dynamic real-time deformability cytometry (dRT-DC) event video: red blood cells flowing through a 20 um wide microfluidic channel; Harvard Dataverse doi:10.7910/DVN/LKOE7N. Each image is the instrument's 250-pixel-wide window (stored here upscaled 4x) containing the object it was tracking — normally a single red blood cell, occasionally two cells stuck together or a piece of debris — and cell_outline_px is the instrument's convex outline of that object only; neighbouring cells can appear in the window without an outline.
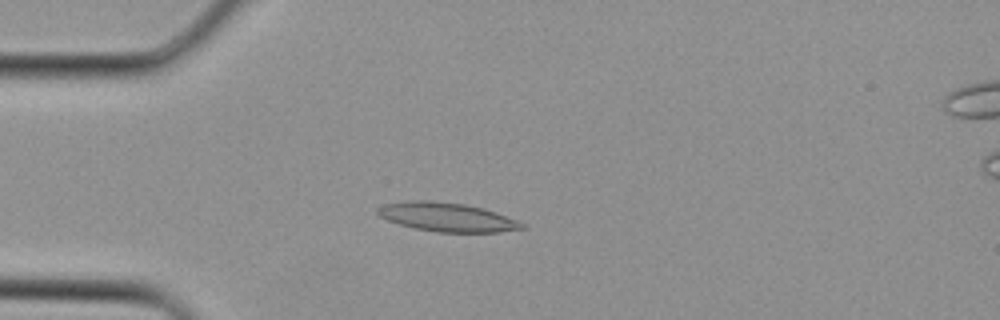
{"species": "Egyptian fruit bat (a non-hibernating species)", "species_latin": "Rousettus aegyptiacus", "temperature_condition": "cold", "stored_images_in_passage": 4, "camera_frame_rate_fps": 3000, "um_per_image_px": 0.085, "animal": {"sex": "female"}, "frame": {"image": 1, "passage_image": 3, "time_ms": 0.667, "image_size_px": [1000, 320], "cell_outline_px": [[528, 228], [496, 232], [436, 232], [416, 228], [400, 224], [388, 220], [380, 216], [376, 212], [376, 208], [384, 204], [412, 200], [428, 200], [464, 204], [496, 212], [516, 220], [524, 224]], "centroid_in_image_um": [37.98, 18.45], "position_along_channel_um": 47.0, "area_um2": 24.04}}